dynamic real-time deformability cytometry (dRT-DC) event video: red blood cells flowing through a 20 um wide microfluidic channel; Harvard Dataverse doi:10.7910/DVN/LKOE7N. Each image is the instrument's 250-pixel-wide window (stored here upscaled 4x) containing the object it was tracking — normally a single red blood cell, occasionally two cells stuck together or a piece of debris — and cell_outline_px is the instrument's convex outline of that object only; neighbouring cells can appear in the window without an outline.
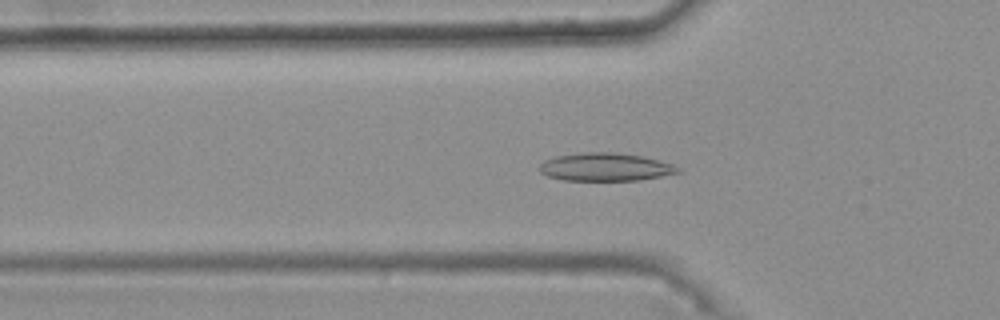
{"species": "common noctule bat (a hibernating species)", "species_latin": "Nyctalus noctula", "temperature_condition": "warm", "stored_images_in_passage": 46, "camera_frame_rate_fps": 3000, "um_per_image_px": 0.085, "animal": {"sex": "female", "body_mass_g": 25.1}, "frame": {"image": 1, "passage_image": 18, "time_ms": 5.667, "image_size_px": [1000, 320], "cell_outline_px": [[680, 172], [640, 180], [564, 180], [548, 176], [540, 172], [540, 164], [544, 160], [556, 156], [584, 152], [616, 152], [644, 156], [660, 160], [672, 164], [680, 168]], "centroid_in_image_um": [51.47, 14.18], "position_along_channel_um": 74.3, "area_um2": 22.6}}
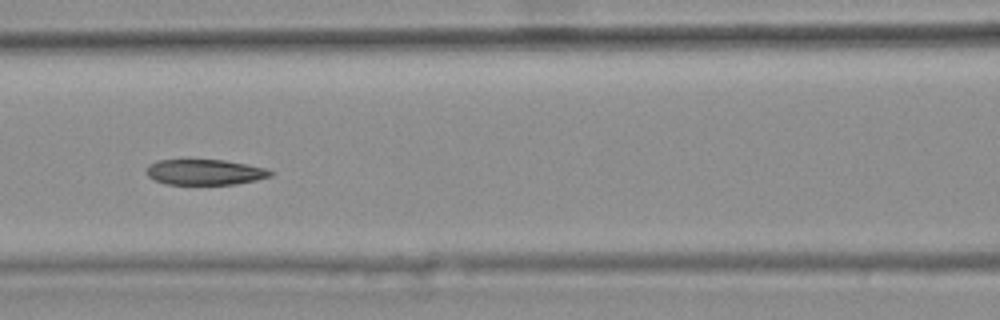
{"frame": {"image": 2, "passage_image": 24, "time_ms": 7.667, "image_size_px": [1000, 320], "cell_outline_px": [[276, 172], [272, 176], [256, 180], [236, 184], [164, 184], [148, 176], [148, 164], [156, 160], [224, 160], [248, 164], [264, 168]], "centroid_in_image_um": [17.45, 14.63], "position_along_channel_um": 149.1, "area_um2": 18.44}}
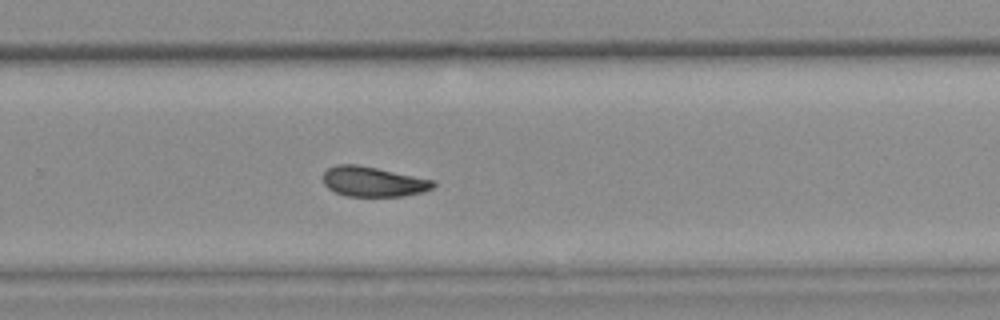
{"frame": {"image": 3, "passage_image": 36, "time_ms": 11.667, "image_size_px": [1000, 320], "cell_outline_px": [[436, 184], [432, 188], [420, 192], [404, 196], [348, 196], [336, 192], [328, 188], [324, 184], [324, 172], [328, 168], [336, 164], [356, 164], [436, 180]], "centroid_in_image_um": [31.73, 15.43], "position_along_channel_um": 298.1, "area_um2": 19.13}, "authors_computed_cell_mechanics": {"area_um2": 20.3456, "velocity_mm_per_s": 3.7335, "shape_relaxation_time_tau1_ms": null, "shape_relaxation_time_tau2_ms": 6.6994, "deformation_change_tau1": null, "deformation_change_tau2": 0.1023}}